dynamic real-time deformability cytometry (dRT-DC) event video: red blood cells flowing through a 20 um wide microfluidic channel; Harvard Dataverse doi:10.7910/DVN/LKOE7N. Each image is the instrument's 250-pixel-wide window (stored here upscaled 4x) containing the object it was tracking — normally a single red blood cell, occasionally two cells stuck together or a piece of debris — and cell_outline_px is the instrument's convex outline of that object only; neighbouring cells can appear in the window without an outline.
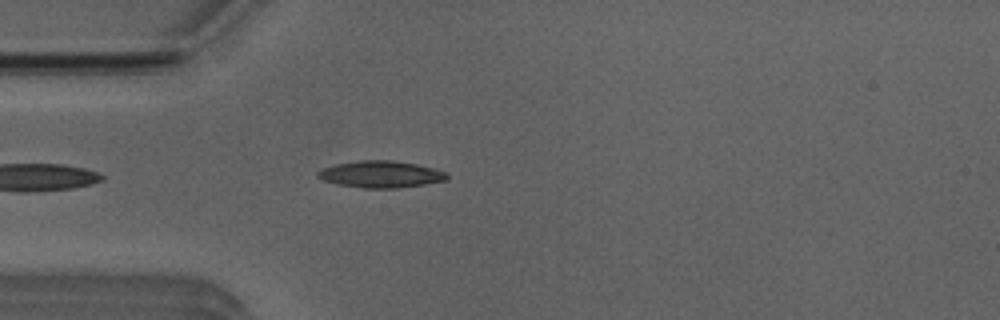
{"species": "Egyptian fruit bat (a non-hibernating species)", "species_latin": "Rousettus aegyptiacus", "temperature_condition": "room temperature", "stored_images_in_passage": 36, "camera_frame_rate_fps": 3000, "um_per_image_px": 0.085, "animal": {"sex": "male"}, "frame": {"image": 1, "passage_image": 4, "time_ms": 1.0, "image_size_px": [1000, 320], "cell_outline_px": [[448, 180], [424, 184], [396, 188], [364, 188], [336, 184], [324, 180], [316, 176], [316, 172], [324, 168], [336, 164], [360, 160], [392, 160], [416, 164], [448, 172]], "centroid_in_image_um": [32.38, 14.81], "position_along_channel_um": 52.6, "area_um2": 20.11}}
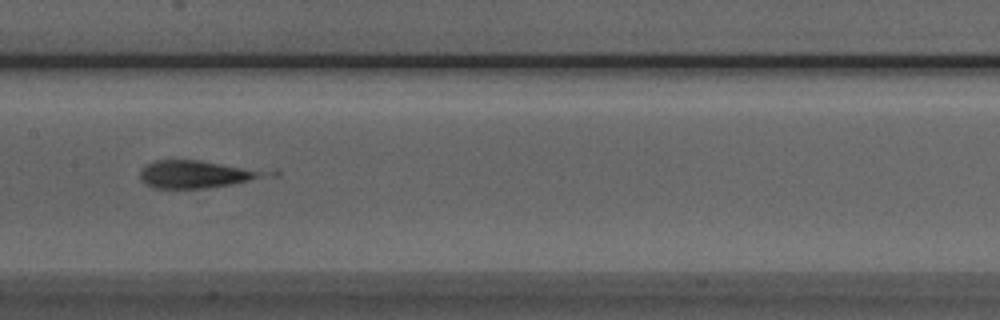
{"frame": {"image": 2, "passage_image": 15, "time_ms": 4.667, "image_size_px": [1000, 320], "cell_outline_px": [[280, 176], [208, 188], [152, 188], [140, 180], [140, 172], [148, 164], [156, 160], [200, 160], [276, 168], [280, 172]], "centroid_in_image_um": [17.1, 14.78], "position_along_channel_um": 190.3, "area_um2": 21.79}}
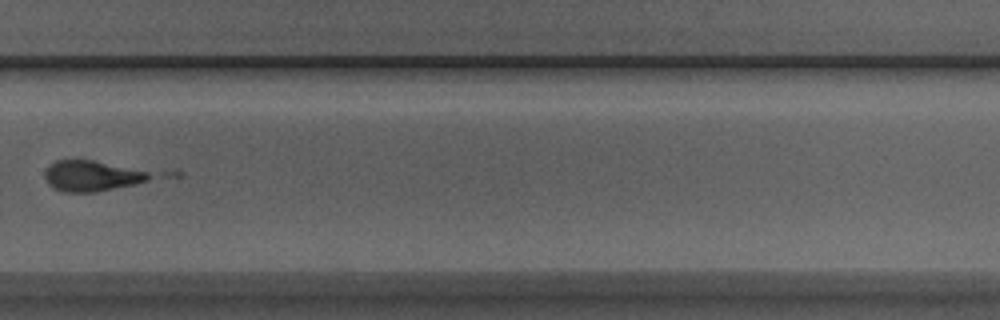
{"frame": {"image": 3, "passage_image": 25, "time_ms": 8.0, "image_size_px": [1000, 320], "cell_outline_px": [[156, 176], [148, 180], [132, 184], [96, 192], [64, 192], [48, 184], [44, 176], [44, 172], [56, 160], [92, 160], [148, 172]], "centroid_in_image_um": [7.78, 14.96], "position_along_channel_um": 322.0, "area_um2": 18.32}}